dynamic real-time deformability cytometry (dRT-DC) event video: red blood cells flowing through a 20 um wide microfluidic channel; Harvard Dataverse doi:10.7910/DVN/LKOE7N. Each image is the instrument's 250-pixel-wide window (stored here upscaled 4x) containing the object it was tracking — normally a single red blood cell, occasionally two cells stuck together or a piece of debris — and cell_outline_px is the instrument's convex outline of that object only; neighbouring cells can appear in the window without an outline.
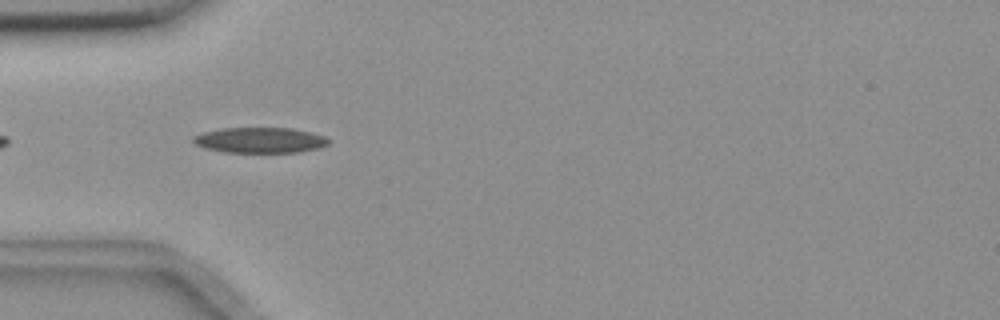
{"species": "common noctule bat (a hibernating species)", "species_latin": "Nyctalus noctula", "temperature_condition": "room temperature", "stored_images_in_passage": 14, "camera_frame_rate_fps": 3000, "um_per_image_px": 0.085, "animal": {"sex": "female", "body_mass_g": 18.4}, "frame": {"image": 1, "passage_image": 4, "time_ms": 1.0, "image_size_px": [1000, 320], "cell_outline_px": [[328, 144], [316, 148], [296, 152], [224, 152], [204, 148], [196, 144], [192, 140], [192, 136], [204, 132], [224, 128], [292, 128], [312, 132], [324, 136], [328, 140]], "centroid_in_image_um": [22.06, 11.91], "position_along_channel_um": 62.9, "area_um2": 19.94}}
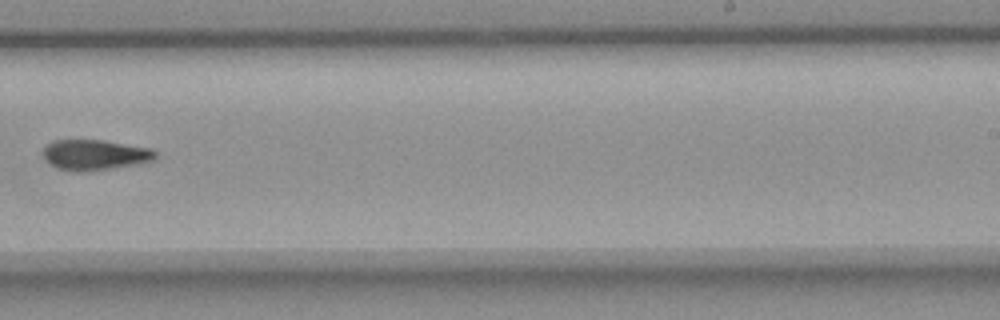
{"frame": {"image": 2, "passage_image": 9, "time_ms": 2.667, "image_size_px": [1000, 320], "cell_outline_px": [[156, 156], [152, 160], [136, 164], [88, 172], [72, 172], [60, 168], [52, 164], [44, 156], [44, 144], [52, 140], [104, 140], [152, 148], [156, 152]], "centroid_in_image_um": [8.06, 13.15], "position_along_channel_um": 280.9, "area_um2": 19.94}}
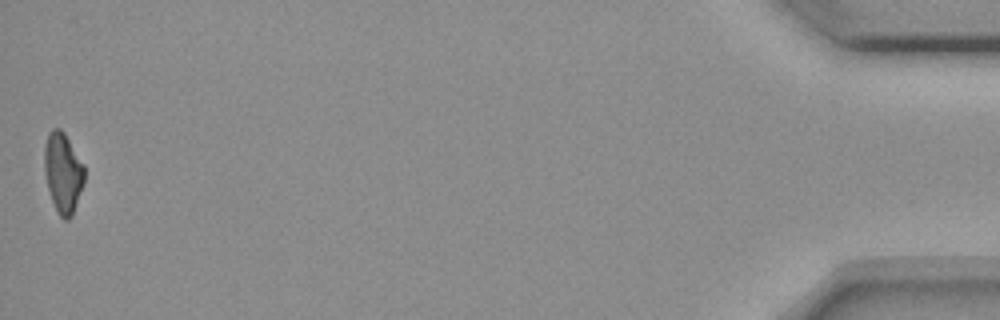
{"frame": {"image": 3, "passage_image": 14, "time_ms": 4.333, "image_size_px": [1000, 320], "cell_outline_px": [[84, 184], [72, 216], [68, 220], [64, 220], [56, 212], [48, 188], [44, 172], [44, 148], [48, 132], [52, 128], [60, 128], [64, 132], [84, 164]], "centroid_in_image_um": [5.35, 14.68], "position_along_channel_um": 429.8, "area_um2": 18.9}}